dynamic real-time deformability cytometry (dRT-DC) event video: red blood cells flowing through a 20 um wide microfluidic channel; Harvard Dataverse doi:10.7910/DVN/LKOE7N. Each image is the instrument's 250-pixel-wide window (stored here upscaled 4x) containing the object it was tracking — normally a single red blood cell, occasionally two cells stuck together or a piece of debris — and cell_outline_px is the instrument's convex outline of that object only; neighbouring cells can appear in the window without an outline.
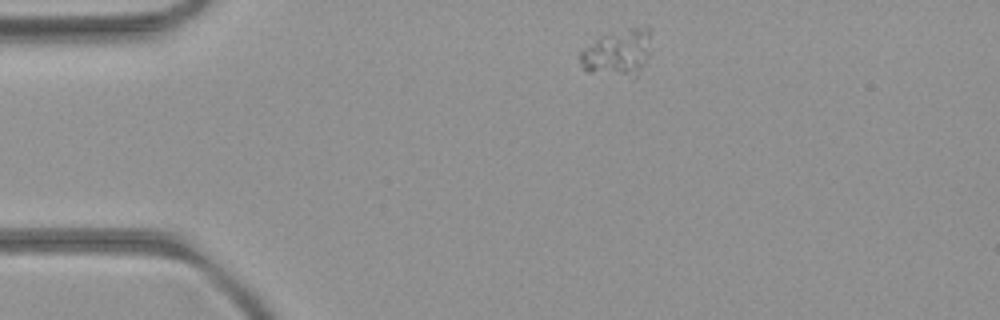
{"species": "common noctule bat (a hibernating species)", "species_latin": "Nyctalus noctula", "temperature_condition": "room temperature", "stored_images_in_passage": 2, "camera_frame_rate_fps": 3000, "um_per_image_px": 0.085, "animal": {"sex": "female", "body_mass_g": 21.9}, "frame": {"image": 1, "passage_image": 1, "time_ms": 0.0, "image_size_px": [1000, 320], "cell_outline_px": [[652, 28], [648, 56], [644, 64], [636, 76], [588, 72], [580, 64], [580, 52], [584, 48], [600, 36], [628, 28], [648, 24]], "centroid_in_image_um": [52.55, 4.41], "position_along_channel_um": 32.4, "area_um2": 19.31}}